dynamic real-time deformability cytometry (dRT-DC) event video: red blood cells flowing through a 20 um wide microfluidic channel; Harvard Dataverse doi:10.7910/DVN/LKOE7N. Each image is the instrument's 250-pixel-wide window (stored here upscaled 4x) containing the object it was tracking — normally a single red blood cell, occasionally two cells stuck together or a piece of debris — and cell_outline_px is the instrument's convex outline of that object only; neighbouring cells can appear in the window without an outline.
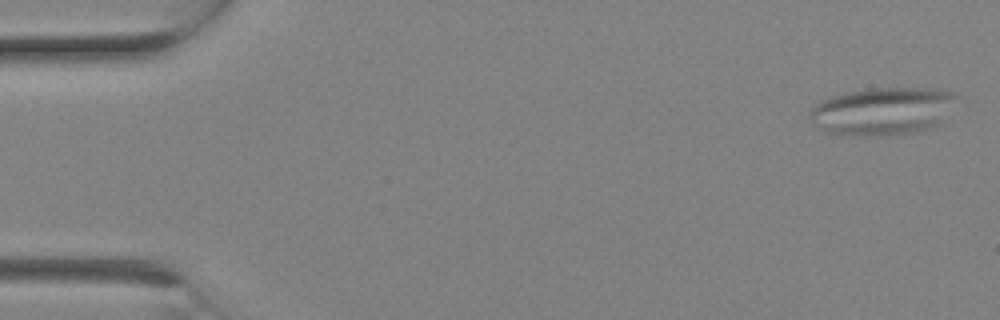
{"species": "Egyptian fruit bat (a non-hibernating species)", "species_latin": "Rousettus aegyptiacus", "temperature_condition": "room temperature", "stored_images_in_passage": 3, "camera_frame_rate_fps": 3000, "um_per_image_px": 0.085, "animal": {"sex": "female"}, "frame": {"image": 1, "passage_image": 1, "time_ms": 0.0, "image_size_px": [1000, 320], "cell_outline_px": [[956, 96], [944, 124], [936, 128], [920, 132], [880, 136], [852, 136], [828, 132], [812, 124], [808, 120], [808, 112], [820, 100], [828, 96], [844, 92], [868, 88], [936, 88], [956, 92]], "centroid_in_image_um": [75.03, 9.46], "position_along_channel_um": 10.0, "area_um2": 42.08}}